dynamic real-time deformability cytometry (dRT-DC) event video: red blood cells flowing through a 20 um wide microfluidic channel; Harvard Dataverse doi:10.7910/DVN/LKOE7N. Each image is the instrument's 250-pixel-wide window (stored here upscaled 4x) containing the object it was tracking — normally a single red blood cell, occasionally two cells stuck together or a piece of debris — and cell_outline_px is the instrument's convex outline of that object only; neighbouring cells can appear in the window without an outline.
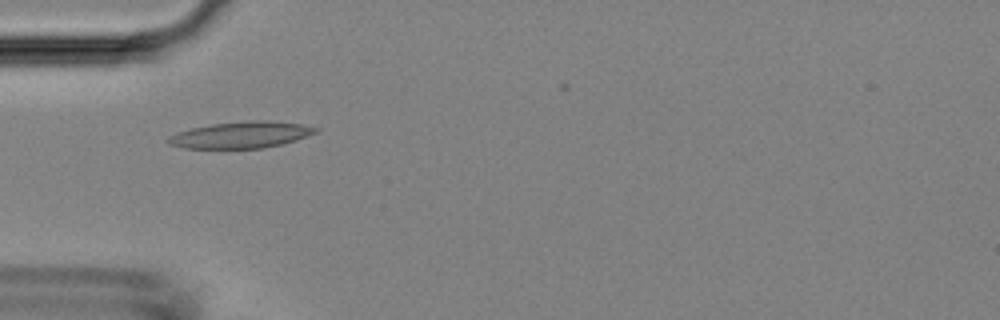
{"species": "Egyptian fruit bat (a non-hibernating species)", "species_latin": "Rousettus aegyptiacus", "temperature_condition": "room temperature", "stored_images_in_passage": 6, "camera_frame_rate_fps": 3000, "um_per_image_px": 0.085, "animal": {"sex": "female"}, "frame": {"image": 1, "passage_image": 4, "time_ms": 4.667, "image_size_px": [1000, 320], "cell_outline_px": [[320, 132], [296, 140], [264, 148], [184, 148], [168, 144], [164, 140], [168, 136], [176, 132], [192, 128], [212, 124], [252, 120], [268, 120], [300, 124], [320, 128]], "centroid_in_image_um": [20.48, 11.46], "position_along_channel_um": 64.5, "area_um2": 22.89}}